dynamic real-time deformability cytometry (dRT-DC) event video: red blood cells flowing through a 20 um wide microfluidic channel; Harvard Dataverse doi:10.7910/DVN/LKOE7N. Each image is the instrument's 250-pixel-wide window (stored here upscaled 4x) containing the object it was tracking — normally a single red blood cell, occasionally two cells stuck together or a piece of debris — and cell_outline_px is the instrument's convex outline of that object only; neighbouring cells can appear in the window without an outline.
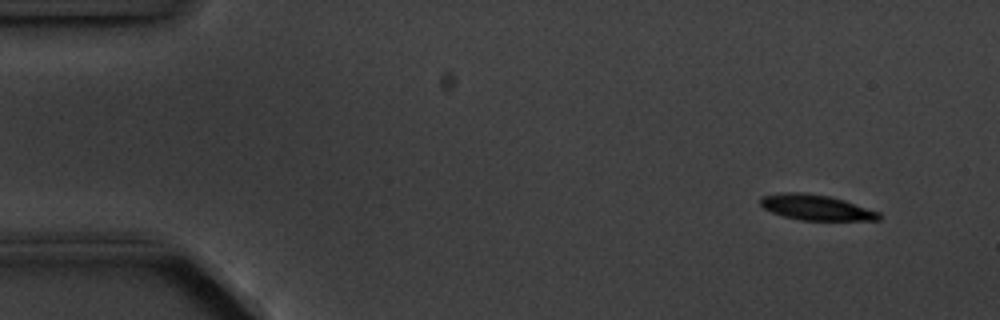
{"species": "common noctule bat (a hibernating species)", "species_latin": "Nyctalus noctula", "temperature_condition": "cold", "stored_images_in_passage": 5, "camera_frame_rate_fps": 3000, "um_per_image_px": 0.085, "animal": {"sex": "male", "body_mass_g": 20.1, "forearm_length_mm": 53.5}, "frame": {"image": 1, "passage_image": 2, "time_ms": 1.333, "image_size_px": [1000, 320], "cell_outline_px": [[880, 220], [800, 220], [784, 216], [772, 212], [764, 208], [760, 204], [760, 196], [784, 192], [804, 192], [828, 196], [844, 200], [880, 212]], "centroid_in_image_um": [69.35, 17.63], "position_along_channel_um": 15.7, "area_um2": 17.51}}
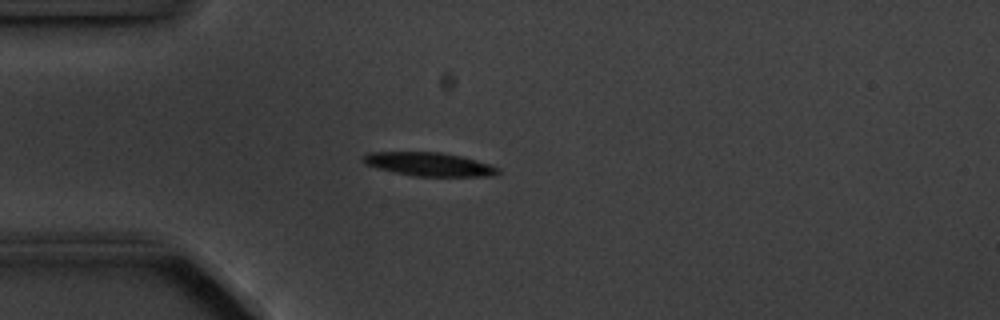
{"frame": {"image": 2, "passage_image": 5, "time_ms": 4.667, "image_size_px": [1000, 320], "cell_outline_px": [[500, 172], [492, 176], [412, 176], [392, 172], [376, 168], [364, 164], [360, 160], [368, 152], [440, 152], [460, 156], [476, 160], [500, 168]], "centroid_in_image_um": [36.42, 13.96], "position_along_channel_um": 48.6, "area_um2": 18.61}}